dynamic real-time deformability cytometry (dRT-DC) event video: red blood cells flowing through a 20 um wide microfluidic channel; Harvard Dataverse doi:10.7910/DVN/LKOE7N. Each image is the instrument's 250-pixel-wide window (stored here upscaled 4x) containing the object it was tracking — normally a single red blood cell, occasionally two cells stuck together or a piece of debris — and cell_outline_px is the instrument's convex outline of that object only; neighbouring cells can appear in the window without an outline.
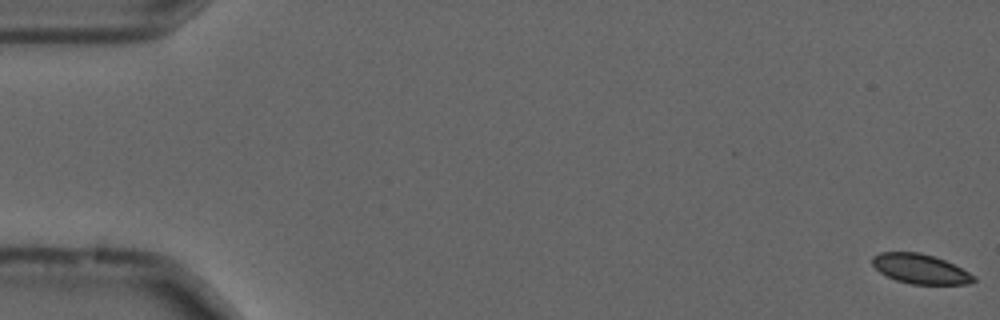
{"species": "common noctule bat (a hibernating species)", "species_latin": "Nyctalus noctula", "temperature_condition": "cold", "stored_images_in_passage": 15, "camera_frame_rate_fps": 3000, "um_per_image_px": 0.085, "animal": {"sex": "male", "forearm_length_mm": 52.5}, "frame": {"image": 1, "passage_image": 1, "time_ms": 0.0, "image_size_px": [1000, 320], "cell_outline_px": [[976, 280], [968, 284], [912, 284], [896, 280], [880, 272], [872, 264], [872, 256], [880, 252], [920, 252], [944, 260], [976, 276]], "centroid_in_image_um": [78.21, 22.85], "position_along_channel_um": 6.8, "area_um2": 17.34}}